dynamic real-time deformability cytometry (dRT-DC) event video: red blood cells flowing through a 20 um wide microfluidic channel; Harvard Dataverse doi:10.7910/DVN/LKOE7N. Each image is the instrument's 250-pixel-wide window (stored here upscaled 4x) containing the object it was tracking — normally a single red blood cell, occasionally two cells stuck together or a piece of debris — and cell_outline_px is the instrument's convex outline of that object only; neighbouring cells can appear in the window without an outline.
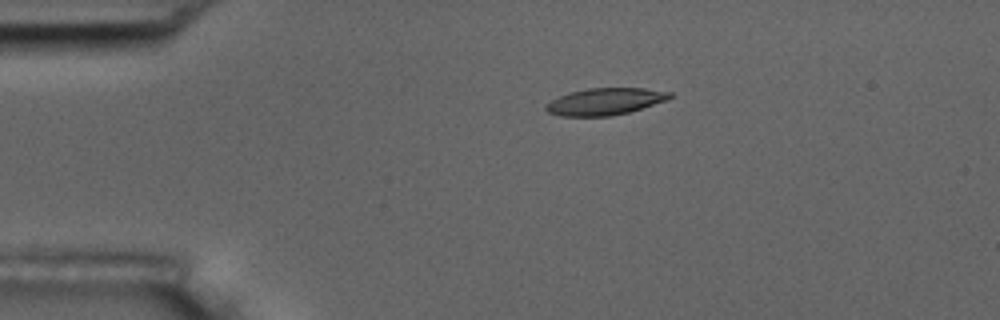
{"species": "common noctule bat (a hibernating species)", "species_latin": "Nyctalus noctula", "temperature_condition": "room temperature", "stored_images_in_passage": 8, "camera_frame_rate_fps": 3000, "um_per_image_px": 0.085, "animal": {"sex": "male", "body_mass_g": 17.5, "forearm_length_mm": 52.3}, "frame": {"image": 1, "passage_image": 4, "time_ms": 3.333, "image_size_px": [1000, 320], "cell_outline_px": [[672, 96], [668, 100], [628, 112], [612, 116], [560, 116], [548, 112], [544, 108], [552, 100], [560, 96], [572, 92], [588, 88], [644, 88], [672, 92]], "centroid_in_image_um": [51.46, 8.63], "position_along_channel_um": 33.5, "area_um2": 19.25}}
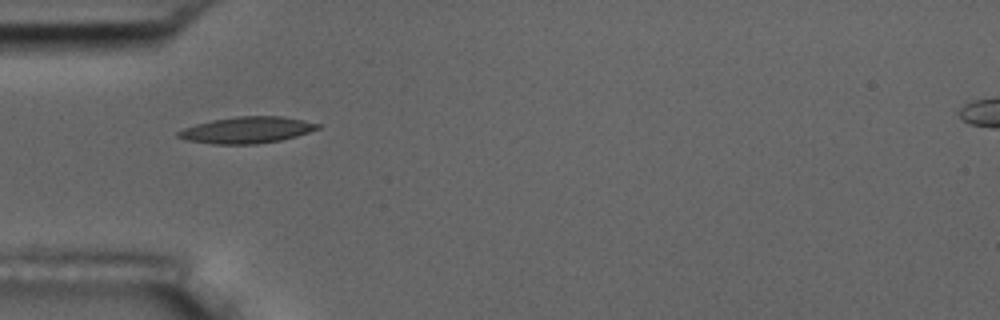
{"frame": {"image": 2, "passage_image": 5, "time_ms": 5.333, "image_size_px": [1000, 320], "cell_outline_px": [[324, 124], [320, 128], [296, 136], [280, 140], [256, 144], [212, 144], [184, 140], [176, 136], [176, 132], [184, 128], [196, 124], [212, 120], [236, 116], [280, 116], [304, 120]], "centroid_in_image_um": [20.98, 11.05], "position_along_channel_um": 64.0, "area_um2": 21.62}}
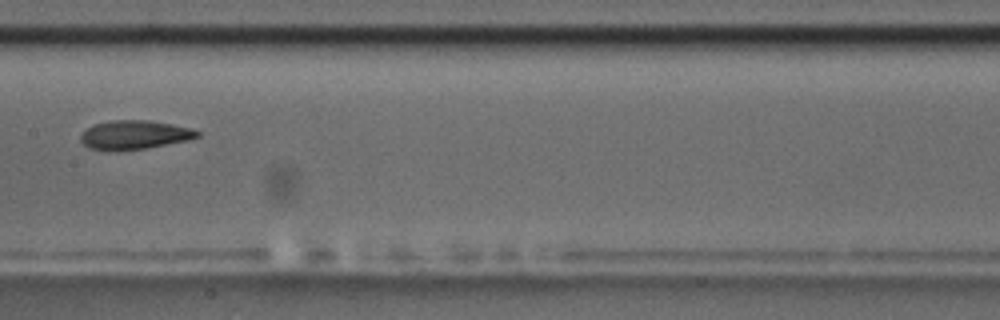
{"frame": {"image": 3, "passage_image": 8, "time_ms": 9.0, "image_size_px": [1000, 320], "cell_outline_px": [[200, 136], [188, 140], [144, 148], [92, 148], [84, 144], [80, 140], [80, 136], [92, 124], [112, 120], [148, 120], [192, 128], [200, 132]], "centroid_in_image_um": [11.48, 11.41], "position_along_channel_um": 195.9, "area_um2": 18.84}}